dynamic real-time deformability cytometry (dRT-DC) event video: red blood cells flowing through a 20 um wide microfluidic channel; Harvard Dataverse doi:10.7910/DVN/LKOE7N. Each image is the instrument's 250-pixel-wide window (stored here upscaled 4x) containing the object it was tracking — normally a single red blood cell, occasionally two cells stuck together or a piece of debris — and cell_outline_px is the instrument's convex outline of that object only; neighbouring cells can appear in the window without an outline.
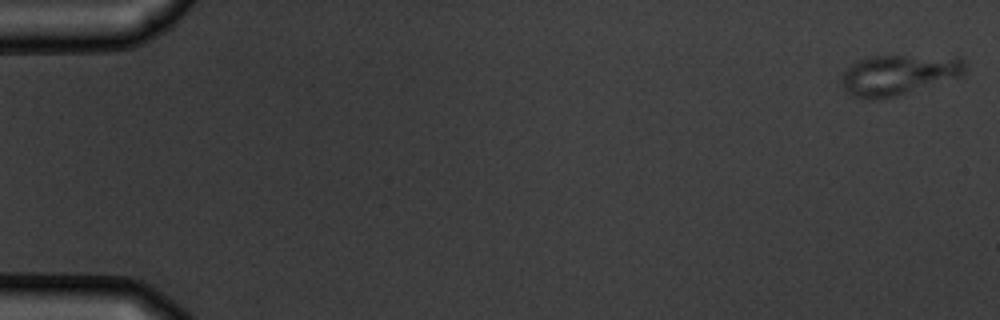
{"species": "common noctule bat (a hibernating species)", "species_latin": "Nyctalus noctula", "temperature_condition": "warm", "stored_images_in_passage": 4, "segment_of_instrument_passage": [1, 2], "camera_frame_rate_fps": 3000, "um_per_image_px": 0.085, "animal": {"sex": "male", "body_mass_g": 19.5, "forearm_length_mm": 54.6}, "frame": {"image": 1, "passage_image": 1, "time_ms": 0.0, "image_size_px": [1000, 320], "cell_outline_px": [[964, 72], [960, 76], [896, 96], [876, 100], [864, 100], [852, 96], [840, 84], [840, 76], [856, 60], [872, 56], [960, 56], [964, 60]], "centroid_in_image_um": [76.33, 6.36], "position_along_channel_um": 8.7, "area_um2": 29.19}}